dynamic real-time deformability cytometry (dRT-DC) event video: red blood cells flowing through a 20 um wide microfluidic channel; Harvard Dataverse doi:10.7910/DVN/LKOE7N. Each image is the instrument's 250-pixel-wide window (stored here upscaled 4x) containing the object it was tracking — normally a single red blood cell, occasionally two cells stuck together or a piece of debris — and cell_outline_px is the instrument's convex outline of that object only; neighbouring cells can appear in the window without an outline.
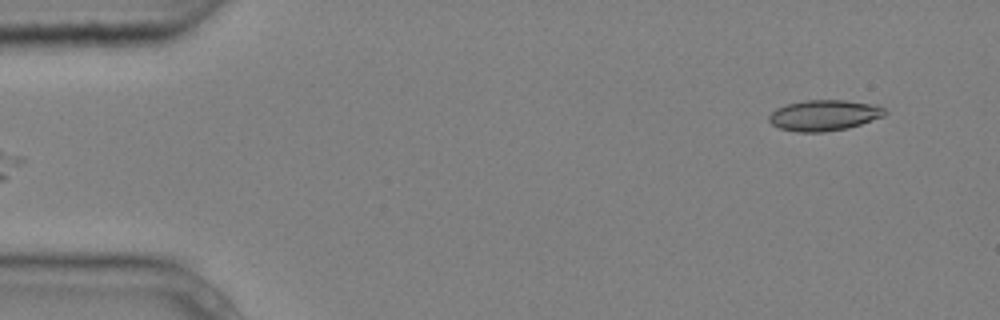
{"species": "common noctule bat (a hibernating species)", "species_latin": "Nyctalus noctula", "temperature_condition": "cold", "stored_images_in_passage": 5, "camera_frame_rate_fps": 3000, "um_per_image_px": 0.085, "animal": {"sex": "male", "body_mass_g": 20.4}, "frame": {"image": 1, "passage_image": 5, "time_ms": 1.333, "image_size_px": [1000, 320], "cell_outline_px": [[888, 112], [884, 116], [848, 128], [824, 132], [796, 132], [780, 128], [772, 124], [768, 120], [768, 116], [776, 108], [788, 104], [804, 100], [844, 100], [876, 104], [884, 108]], "centroid_in_image_um": [70.06, 9.8], "position_along_channel_um": 14.9, "area_um2": 20.87}}